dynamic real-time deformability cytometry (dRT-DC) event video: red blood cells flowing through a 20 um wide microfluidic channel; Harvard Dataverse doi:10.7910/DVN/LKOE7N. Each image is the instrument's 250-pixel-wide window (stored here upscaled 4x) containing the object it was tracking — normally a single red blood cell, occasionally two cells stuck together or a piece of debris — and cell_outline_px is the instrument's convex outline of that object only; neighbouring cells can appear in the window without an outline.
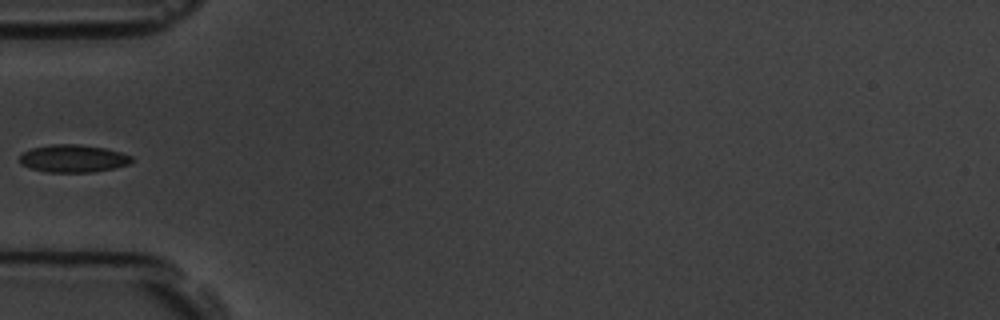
{"species": "common noctule bat (a hibernating species)", "species_latin": "Nyctalus noctula", "temperature_condition": "room temperature", "stored_images_in_passage": 6, "camera_frame_rate_fps": 3000, "um_per_image_px": 0.085, "animal": {"sex": "male", "body_mass_g": 19.5, "forearm_length_mm": 54.6}, "frame": {"image": 1, "passage_image": 6, "time_ms": 5.667, "image_size_px": [1000, 320], "cell_outline_px": [[132, 160], [128, 164], [112, 168], [92, 172], [48, 172], [32, 168], [20, 164], [20, 156], [24, 152], [32, 148], [52, 144], [80, 144], [104, 148], [120, 152], [132, 156]], "centroid_in_image_um": [6.21, 13.46], "position_along_channel_um": 78.8, "area_um2": 17.8}}